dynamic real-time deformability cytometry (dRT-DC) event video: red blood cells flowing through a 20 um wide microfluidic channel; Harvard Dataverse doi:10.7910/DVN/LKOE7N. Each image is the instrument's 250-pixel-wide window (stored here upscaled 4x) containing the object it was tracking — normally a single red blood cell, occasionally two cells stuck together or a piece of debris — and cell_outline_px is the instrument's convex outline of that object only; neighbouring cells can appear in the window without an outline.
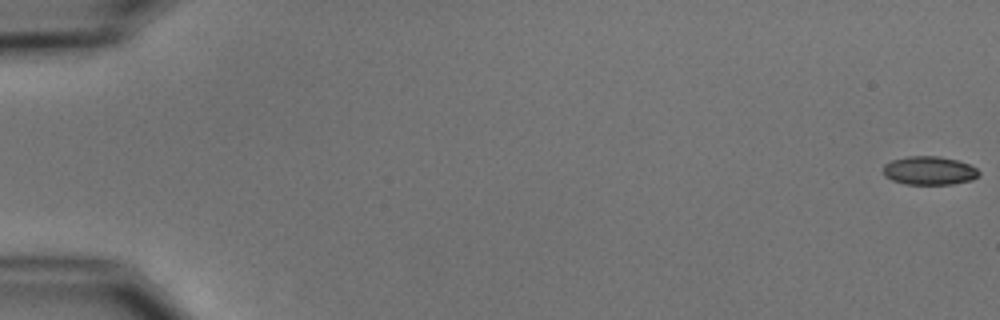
{"species": "common noctule bat (a hibernating species)", "species_latin": "Nyctalus noctula", "temperature_condition": "cold", "stored_images_in_passage": 55, "camera_frame_rate_fps": 3000, "um_per_image_px": 0.085, "animal": {"sex": "male", "body_mass_g": 15.6}, "frame": {"image": 1, "passage_image": 1, "time_ms": 0.0, "image_size_px": [1000, 320], "cell_outline_px": [[980, 176], [972, 180], [952, 184], [904, 184], [892, 180], [884, 176], [884, 164], [892, 160], [908, 156], [940, 156], [956, 160], [968, 164], [976, 168], [980, 172]], "centroid_in_image_um": [79.0, 14.5], "position_along_channel_um": 6.0, "area_um2": 15.95}}
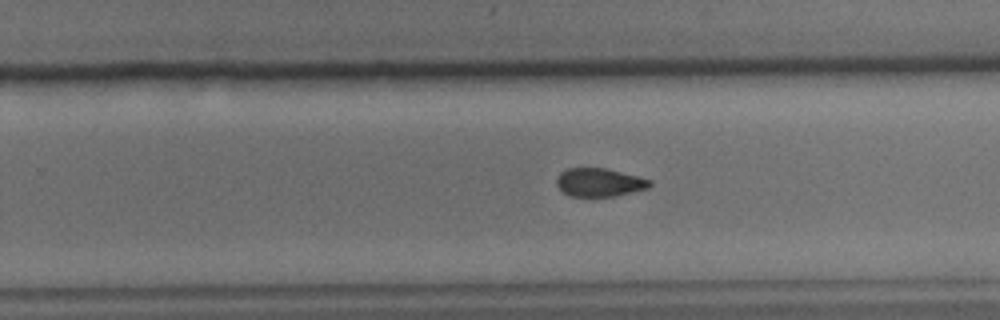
{"frame": {"image": 2, "passage_image": 36, "time_ms": 11.667, "image_size_px": [1000, 320], "cell_outline_px": [[652, 184], [648, 188], [632, 192], [612, 196], [568, 196], [556, 184], [556, 176], [560, 172], [568, 168], [608, 168], [652, 180]], "centroid_in_image_um": [50.94, 15.49], "position_along_channel_um": 278.9, "area_um2": 15.43}}
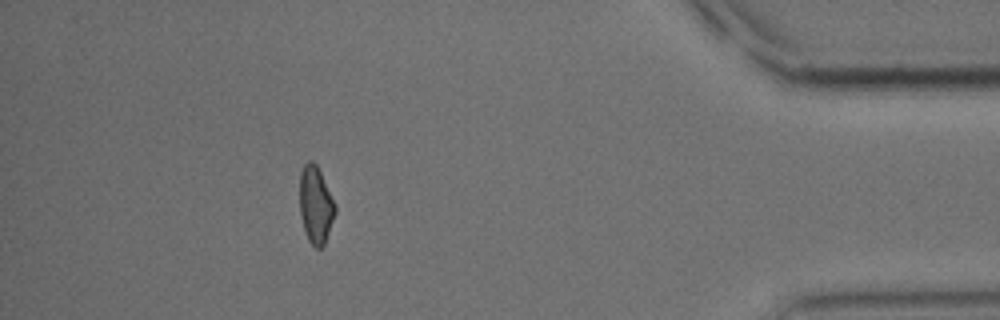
{"frame": {"image": 3, "passage_image": 50, "time_ms": 16.333, "image_size_px": [1000, 320], "cell_outline_px": [[336, 212], [324, 244], [320, 248], [316, 248], [308, 240], [304, 232], [300, 212], [300, 172], [304, 164], [308, 160], [312, 160], [316, 164], [336, 204]], "centroid_in_image_um": [26.83, 17.41], "position_along_channel_um": 408.4, "area_um2": 15.95}, "authors_computed_cell_mechanics": {"area_um2": 16.2996, "velocity_mm_per_s": 3.7397, "shape_relaxation_time_tau1_ms": 5.4235, "shape_relaxation_time_tau2_ms": 4.7552, "deformation_change_tau1": 0.1368, "deformation_change_tau2": 0.0991}}